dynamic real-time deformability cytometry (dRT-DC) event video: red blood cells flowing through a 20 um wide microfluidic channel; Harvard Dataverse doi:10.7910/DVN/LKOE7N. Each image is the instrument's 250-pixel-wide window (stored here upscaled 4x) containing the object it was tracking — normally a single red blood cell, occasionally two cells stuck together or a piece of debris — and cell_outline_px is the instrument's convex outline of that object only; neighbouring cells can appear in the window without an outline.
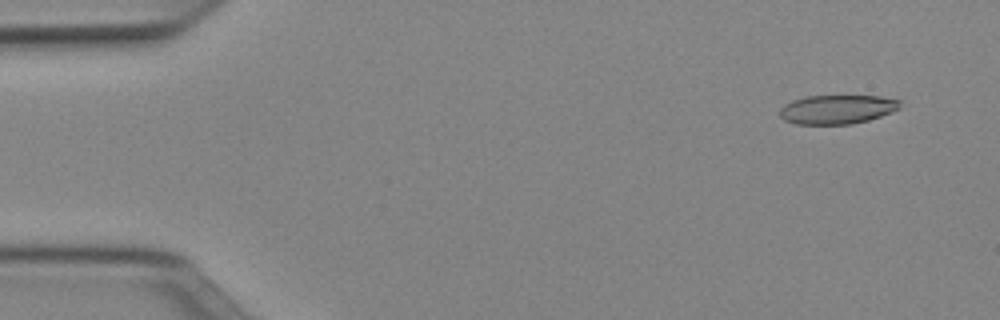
{"species": "Egyptian fruit bat (a non-hibernating species)", "species_latin": "Rousettus aegyptiacus", "temperature_condition": "cold", "stored_images_in_passage": 51, "camera_frame_rate_fps": 3000, "um_per_image_px": 0.085, "animal": {"sex": "female"}, "frame": {"image": 1, "passage_image": 4, "time_ms": 1.0, "image_size_px": [1000, 320], "cell_outline_px": [[900, 108], [892, 112], [868, 120], [852, 124], [796, 124], [784, 120], [780, 116], [780, 108], [784, 104], [792, 100], [808, 96], [880, 96], [900, 100]], "centroid_in_image_um": [71.15, 9.3], "position_along_channel_um": 13.9, "area_um2": 20.35}}
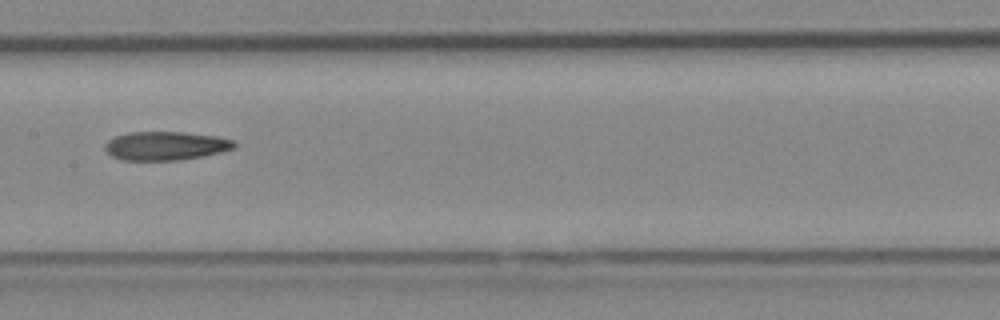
{"frame": {"image": 2, "passage_image": 26, "time_ms": 8.333, "image_size_px": [1000, 320], "cell_outline_px": [[236, 148], [220, 152], [180, 160], [124, 160], [112, 156], [104, 148], [104, 144], [108, 140], [116, 136], [128, 132], [184, 132], [216, 136], [232, 140], [236, 144]], "centroid_in_image_um": [14.07, 12.39], "position_along_channel_um": 193.3, "area_um2": 21.5}}
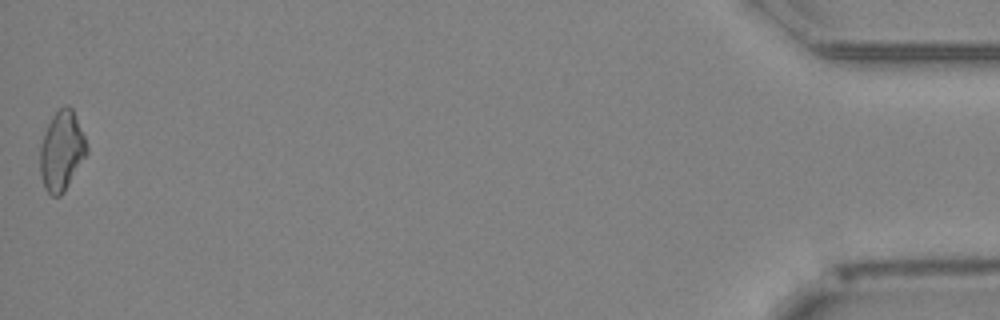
{"frame": {"image": 3, "passage_image": 51, "time_ms": 16.667, "image_size_px": [1000, 320], "cell_outline_px": [[88, 152], [64, 192], [60, 196], [52, 196], [44, 188], [40, 172], [40, 144], [44, 132], [52, 116], [64, 104], [68, 104], [72, 108], [84, 136], [88, 148]], "centroid_in_image_um": [5.23, 12.82], "position_along_channel_um": 430.0, "area_um2": 21.62}, "authors_computed_cell_mechanics": {"area_um2": 21.7328, "velocity_mm_per_s": 3.9937, "shape_relaxation_time_tau1_ms": null, "shape_relaxation_time_tau2_ms": 10.6958, "deformation_change_tau1": null, "deformation_change_tau2": 0.2432}}